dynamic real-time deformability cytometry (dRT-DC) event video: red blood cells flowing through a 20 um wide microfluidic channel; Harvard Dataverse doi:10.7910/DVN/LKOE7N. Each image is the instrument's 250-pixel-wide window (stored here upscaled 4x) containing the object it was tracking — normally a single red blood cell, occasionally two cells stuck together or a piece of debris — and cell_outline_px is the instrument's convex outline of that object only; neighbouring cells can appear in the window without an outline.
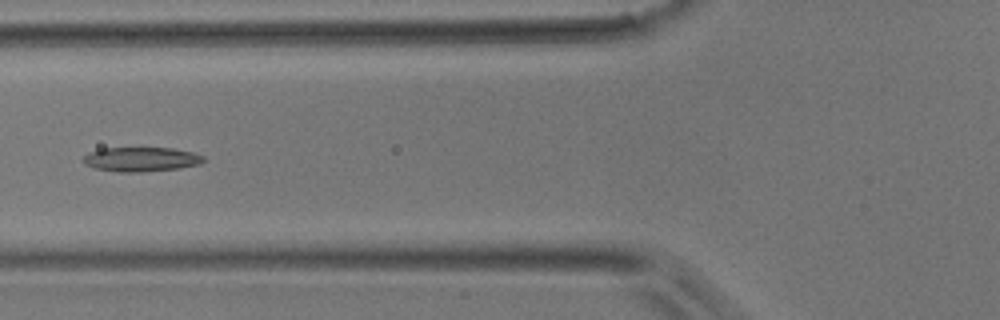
{"species": "common noctule bat (a hibernating species)", "species_latin": "Nyctalus noctula", "temperature_condition": "room temperature", "stored_images_in_passage": 49, "camera_frame_rate_fps": 3000, "um_per_image_px": 0.085, "animal": {"sex": "male", "body_mass_g": 17.9}, "frame": {"image": 1, "passage_image": 18, "time_ms": 5.667, "image_size_px": [1000, 320], "cell_outline_px": [[204, 160], [200, 164], [180, 168], [140, 172], [120, 172], [92, 168], [84, 164], [80, 160], [88, 152], [104, 148], [172, 148], [192, 152], [204, 156]], "centroid_in_image_um": [11.95, 13.54], "position_along_channel_um": 113.9, "area_um2": 17.22}}
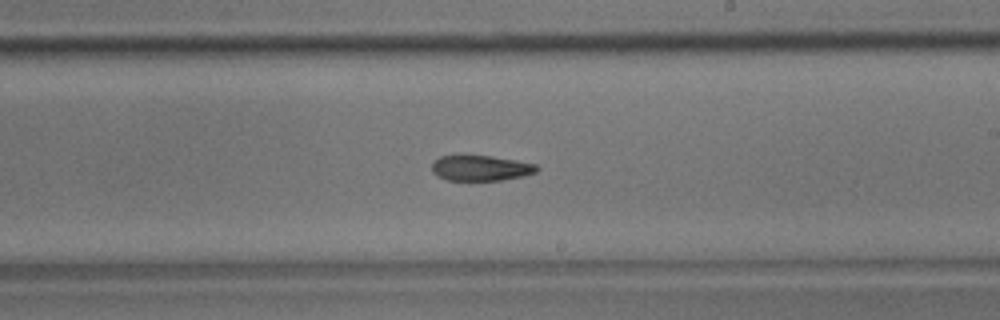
{"frame": {"image": 2, "passage_image": 28, "time_ms": 9.0, "image_size_px": [1000, 320], "cell_outline_px": [[540, 168], [536, 172], [524, 176], [504, 180], [448, 180], [436, 176], [432, 172], [432, 164], [440, 156], [488, 156], [516, 160], [536, 164]], "centroid_in_image_um": [40.88, 14.3], "position_along_channel_um": 248.1, "area_um2": 15.49}}
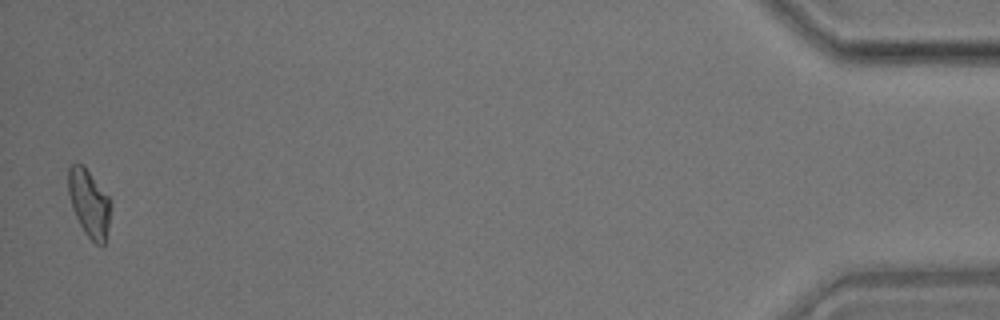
{"frame": {"image": 3, "passage_image": 48, "time_ms": 15.667, "image_size_px": [1000, 320], "cell_outline_px": [[108, 228], [104, 244], [96, 244], [84, 232], [72, 208], [68, 192], [68, 168], [72, 164], [80, 164], [88, 172], [108, 196]], "centroid_in_image_um": [7.53, 17.28], "position_along_channel_um": 427.7, "area_um2": 15.84}}